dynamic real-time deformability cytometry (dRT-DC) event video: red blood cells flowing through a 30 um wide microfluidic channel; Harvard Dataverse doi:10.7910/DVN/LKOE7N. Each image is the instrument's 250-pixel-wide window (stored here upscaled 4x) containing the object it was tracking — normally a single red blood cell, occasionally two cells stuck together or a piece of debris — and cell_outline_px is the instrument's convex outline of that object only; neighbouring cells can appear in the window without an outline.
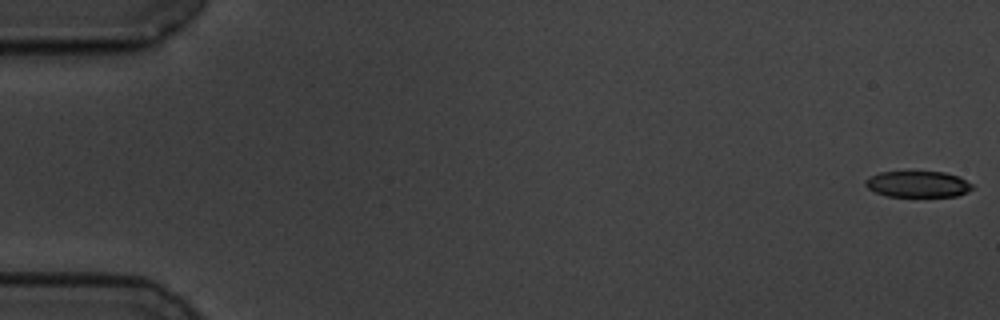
{"species": "common noctule bat (a hibernating species)", "species_latin": "Nyctalus noctula", "temperature_condition": "cold", "stored_images_in_passage": 13, "camera_frame_rate_fps": 3000, "um_per_image_px": 0.085, "animal": {"sex": "male", "body_mass_g": 19.5, "forearm_length_mm": 54.6}, "frame": {"image": 1, "passage_image": 1, "time_ms": 0.0, "image_size_px": [1000, 320], "cell_outline_px": [[972, 188], [968, 192], [956, 196], [888, 196], [876, 192], [868, 188], [864, 184], [864, 180], [880, 172], [944, 172], [960, 176], [972, 184]], "centroid_in_image_um": [78.03, 15.65], "position_along_channel_um": 7.0, "area_um2": 16.18}}